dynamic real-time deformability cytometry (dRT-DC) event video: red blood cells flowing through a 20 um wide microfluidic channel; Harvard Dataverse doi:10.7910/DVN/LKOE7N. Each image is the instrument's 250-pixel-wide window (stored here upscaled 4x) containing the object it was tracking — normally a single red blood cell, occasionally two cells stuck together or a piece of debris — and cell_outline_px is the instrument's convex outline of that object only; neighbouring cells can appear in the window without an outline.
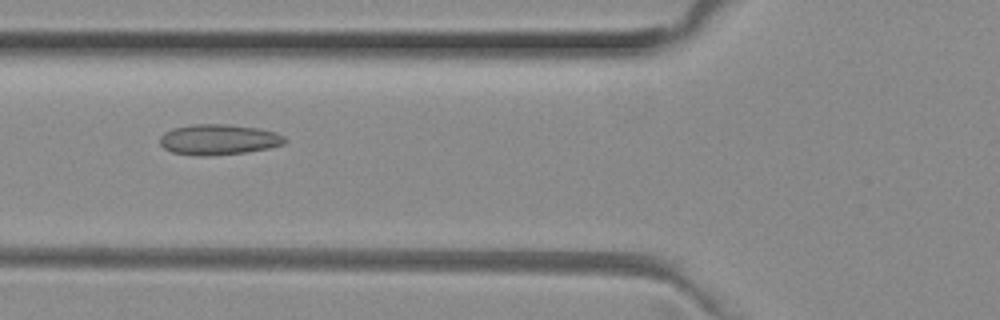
{"species": "common noctule bat (a hibernating species)", "species_latin": "Nyctalus noctula", "temperature_condition": "room temperature", "stored_images_in_passage": 51, "camera_frame_rate_fps": 3000, "um_per_image_px": 0.085, "animal": {"sex": "female", "body_mass_g": 29.2, "forearm_length_mm": 56.3}, "frame": {"image": 1, "passage_image": 19, "time_ms": 6.0, "image_size_px": [1000, 320], "cell_outline_px": [[288, 140], [284, 144], [268, 148], [244, 152], [204, 156], [200, 156], [172, 152], [164, 148], [160, 144], [160, 136], [164, 132], [172, 128], [192, 124], [232, 124], [260, 128], [276, 132], [284, 136]], "centroid_in_image_um": [18.59, 11.84], "position_along_channel_um": 107.2, "area_um2": 22.37}}
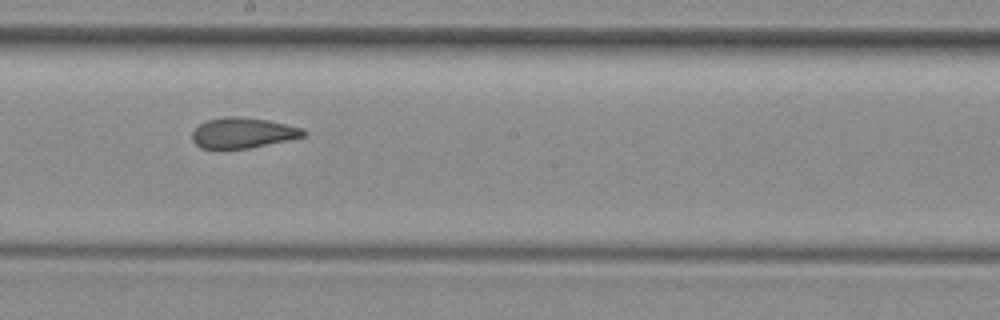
{"frame": {"image": 2, "passage_image": 28, "time_ms": 9.0, "image_size_px": [1000, 320], "cell_outline_px": [[308, 132], [304, 136], [288, 140], [248, 148], [200, 148], [192, 140], [192, 132], [200, 124], [208, 120], [228, 116], [240, 116], [268, 120], [304, 128]], "centroid_in_image_um": [20.66, 11.28], "position_along_channel_um": 227.5, "area_um2": 19.65}}
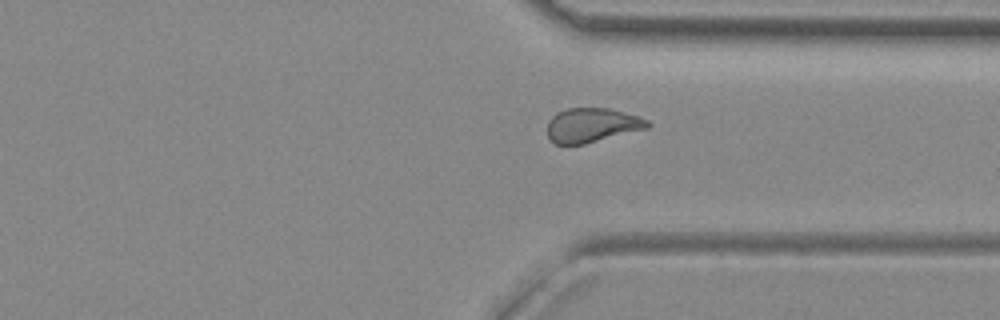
{"frame": {"image": 3, "passage_image": 38, "time_ms": 12.333, "image_size_px": [1000, 320], "cell_outline_px": [[652, 124], [648, 128], [584, 144], [556, 144], [548, 136], [548, 120], [556, 112], [568, 108], [608, 108], [640, 116], [648, 120]], "centroid_in_image_um": [50.34, 10.63], "position_along_channel_um": 361.1, "area_um2": 20.06}, "authors_computed_cell_mechanics": {"area_um2": 20.7502, "velocity_mm_per_s": 4.0091, "shape_relaxation_time_tau1_ms": null, "shape_relaxation_time_tau2_ms": 1.9524, "deformation_change_tau1": null, "deformation_change_tau2": 0.0826}}